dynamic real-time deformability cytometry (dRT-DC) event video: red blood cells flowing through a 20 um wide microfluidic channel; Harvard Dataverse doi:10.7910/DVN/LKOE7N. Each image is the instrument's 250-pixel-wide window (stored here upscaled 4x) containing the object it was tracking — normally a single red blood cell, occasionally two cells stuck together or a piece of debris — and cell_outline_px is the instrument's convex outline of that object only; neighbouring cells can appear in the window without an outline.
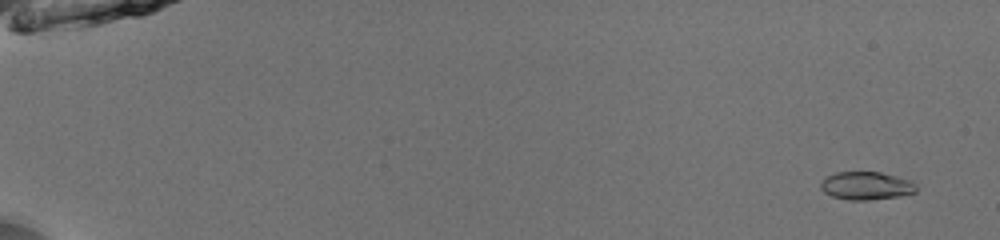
{"species": "common noctule bat (a hibernating species)", "species_latin": "Nyctalus noctula", "temperature_condition": "room temperature", "stored_images_in_passage": 13, "camera_frame_rate_fps": 3000, "um_per_image_px": 0.085, "animal": {"sex": "male", "body_mass_g": 13.0, "forearm_length_mm": 53.1}, "frame": {"image": 1, "passage_image": 4, "time_ms": 1.0, "image_size_px": [1000, 240], "cell_outline_px": [[916, 192], [900, 196], [868, 200], [848, 200], [832, 196], [824, 192], [820, 188], [820, 184], [828, 176], [836, 172], [880, 172], [912, 180], [916, 184]], "centroid_in_image_um": [73.65, 15.79], "position_along_channel_um": 11.3, "area_um2": 15.61}}